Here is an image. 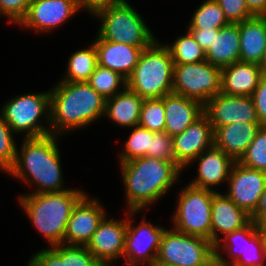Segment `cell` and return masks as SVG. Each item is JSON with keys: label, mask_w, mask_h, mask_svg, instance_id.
<instances>
[{"label": "cell", "mask_w": 266, "mask_h": 266, "mask_svg": "<svg viewBox=\"0 0 266 266\" xmlns=\"http://www.w3.org/2000/svg\"><path fill=\"white\" fill-rule=\"evenodd\" d=\"M147 157L175 162L173 152V137L164 132H153L150 149H148Z\"/></svg>", "instance_id": "38"}, {"label": "cell", "mask_w": 266, "mask_h": 266, "mask_svg": "<svg viewBox=\"0 0 266 266\" xmlns=\"http://www.w3.org/2000/svg\"><path fill=\"white\" fill-rule=\"evenodd\" d=\"M142 101V97L126 87L105 100L104 117L122 128H133L139 124Z\"/></svg>", "instance_id": "27"}, {"label": "cell", "mask_w": 266, "mask_h": 266, "mask_svg": "<svg viewBox=\"0 0 266 266\" xmlns=\"http://www.w3.org/2000/svg\"><path fill=\"white\" fill-rule=\"evenodd\" d=\"M31 0H0V15L8 18L9 23H17L25 18Z\"/></svg>", "instance_id": "40"}, {"label": "cell", "mask_w": 266, "mask_h": 266, "mask_svg": "<svg viewBox=\"0 0 266 266\" xmlns=\"http://www.w3.org/2000/svg\"><path fill=\"white\" fill-rule=\"evenodd\" d=\"M195 38L196 42L205 50L212 45L214 40V29L187 28Z\"/></svg>", "instance_id": "42"}, {"label": "cell", "mask_w": 266, "mask_h": 266, "mask_svg": "<svg viewBox=\"0 0 266 266\" xmlns=\"http://www.w3.org/2000/svg\"><path fill=\"white\" fill-rule=\"evenodd\" d=\"M257 232H266V214L262 215L256 222Z\"/></svg>", "instance_id": "46"}, {"label": "cell", "mask_w": 266, "mask_h": 266, "mask_svg": "<svg viewBox=\"0 0 266 266\" xmlns=\"http://www.w3.org/2000/svg\"><path fill=\"white\" fill-rule=\"evenodd\" d=\"M97 65V50L92 42L88 48L77 50L69 57L67 72L61 81L87 82Z\"/></svg>", "instance_id": "28"}, {"label": "cell", "mask_w": 266, "mask_h": 266, "mask_svg": "<svg viewBox=\"0 0 266 266\" xmlns=\"http://www.w3.org/2000/svg\"><path fill=\"white\" fill-rule=\"evenodd\" d=\"M138 125L152 132L165 131L164 97L143 99Z\"/></svg>", "instance_id": "35"}, {"label": "cell", "mask_w": 266, "mask_h": 266, "mask_svg": "<svg viewBox=\"0 0 266 266\" xmlns=\"http://www.w3.org/2000/svg\"><path fill=\"white\" fill-rule=\"evenodd\" d=\"M120 0H77L79 10L86 9L92 15H95L100 10L108 8L112 4L117 3Z\"/></svg>", "instance_id": "43"}, {"label": "cell", "mask_w": 266, "mask_h": 266, "mask_svg": "<svg viewBox=\"0 0 266 266\" xmlns=\"http://www.w3.org/2000/svg\"><path fill=\"white\" fill-rule=\"evenodd\" d=\"M261 77L258 64L235 62L221 69V93L251 97Z\"/></svg>", "instance_id": "24"}, {"label": "cell", "mask_w": 266, "mask_h": 266, "mask_svg": "<svg viewBox=\"0 0 266 266\" xmlns=\"http://www.w3.org/2000/svg\"><path fill=\"white\" fill-rule=\"evenodd\" d=\"M86 194L80 189L20 195L19 204L49 248L64 244L67 222L77 202Z\"/></svg>", "instance_id": "4"}, {"label": "cell", "mask_w": 266, "mask_h": 266, "mask_svg": "<svg viewBox=\"0 0 266 266\" xmlns=\"http://www.w3.org/2000/svg\"><path fill=\"white\" fill-rule=\"evenodd\" d=\"M100 266H113L112 265V262H105V263H102ZM127 266H137L135 264H127Z\"/></svg>", "instance_id": "49"}, {"label": "cell", "mask_w": 266, "mask_h": 266, "mask_svg": "<svg viewBox=\"0 0 266 266\" xmlns=\"http://www.w3.org/2000/svg\"><path fill=\"white\" fill-rule=\"evenodd\" d=\"M262 126L260 123H231L214 130V145L239 161Z\"/></svg>", "instance_id": "23"}, {"label": "cell", "mask_w": 266, "mask_h": 266, "mask_svg": "<svg viewBox=\"0 0 266 266\" xmlns=\"http://www.w3.org/2000/svg\"><path fill=\"white\" fill-rule=\"evenodd\" d=\"M179 36L173 44H165L174 64L198 63L206 60V51L196 42L189 30Z\"/></svg>", "instance_id": "29"}, {"label": "cell", "mask_w": 266, "mask_h": 266, "mask_svg": "<svg viewBox=\"0 0 266 266\" xmlns=\"http://www.w3.org/2000/svg\"><path fill=\"white\" fill-rule=\"evenodd\" d=\"M49 134L36 138H23L20 151L17 148L16 160L7 174L37 187L35 192H61L64 188L58 138ZM31 183V184H30Z\"/></svg>", "instance_id": "3"}, {"label": "cell", "mask_w": 266, "mask_h": 266, "mask_svg": "<svg viewBox=\"0 0 266 266\" xmlns=\"http://www.w3.org/2000/svg\"><path fill=\"white\" fill-rule=\"evenodd\" d=\"M199 161L198 174L190 185L198 188L216 191L213 188L227 182L235 160L224 151L213 145L203 151L190 164Z\"/></svg>", "instance_id": "18"}, {"label": "cell", "mask_w": 266, "mask_h": 266, "mask_svg": "<svg viewBox=\"0 0 266 266\" xmlns=\"http://www.w3.org/2000/svg\"><path fill=\"white\" fill-rule=\"evenodd\" d=\"M164 110L165 132L174 137L204 114V105L172 92L164 96Z\"/></svg>", "instance_id": "21"}, {"label": "cell", "mask_w": 266, "mask_h": 266, "mask_svg": "<svg viewBox=\"0 0 266 266\" xmlns=\"http://www.w3.org/2000/svg\"><path fill=\"white\" fill-rule=\"evenodd\" d=\"M85 246L60 244L32 255L27 266H100Z\"/></svg>", "instance_id": "22"}, {"label": "cell", "mask_w": 266, "mask_h": 266, "mask_svg": "<svg viewBox=\"0 0 266 266\" xmlns=\"http://www.w3.org/2000/svg\"><path fill=\"white\" fill-rule=\"evenodd\" d=\"M229 22L215 0H205L194 11L187 28L220 29Z\"/></svg>", "instance_id": "31"}, {"label": "cell", "mask_w": 266, "mask_h": 266, "mask_svg": "<svg viewBox=\"0 0 266 266\" xmlns=\"http://www.w3.org/2000/svg\"><path fill=\"white\" fill-rule=\"evenodd\" d=\"M94 16L101 20L96 34L103 40L137 47H149L157 40L145 19L127 0H120Z\"/></svg>", "instance_id": "6"}, {"label": "cell", "mask_w": 266, "mask_h": 266, "mask_svg": "<svg viewBox=\"0 0 266 266\" xmlns=\"http://www.w3.org/2000/svg\"><path fill=\"white\" fill-rule=\"evenodd\" d=\"M172 92L205 105L221 92V68L207 60L174 64Z\"/></svg>", "instance_id": "10"}, {"label": "cell", "mask_w": 266, "mask_h": 266, "mask_svg": "<svg viewBox=\"0 0 266 266\" xmlns=\"http://www.w3.org/2000/svg\"><path fill=\"white\" fill-rule=\"evenodd\" d=\"M97 198L85 194L74 206L64 235L65 245L86 246L99 224L107 216Z\"/></svg>", "instance_id": "14"}, {"label": "cell", "mask_w": 266, "mask_h": 266, "mask_svg": "<svg viewBox=\"0 0 266 266\" xmlns=\"http://www.w3.org/2000/svg\"><path fill=\"white\" fill-rule=\"evenodd\" d=\"M261 126H266V77L262 76L251 96Z\"/></svg>", "instance_id": "41"}, {"label": "cell", "mask_w": 266, "mask_h": 266, "mask_svg": "<svg viewBox=\"0 0 266 266\" xmlns=\"http://www.w3.org/2000/svg\"><path fill=\"white\" fill-rule=\"evenodd\" d=\"M127 211H143L179 181L183 171L176 162L139 157L120 163ZM146 206V207H145Z\"/></svg>", "instance_id": "1"}, {"label": "cell", "mask_w": 266, "mask_h": 266, "mask_svg": "<svg viewBox=\"0 0 266 266\" xmlns=\"http://www.w3.org/2000/svg\"><path fill=\"white\" fill-rule=\"evenodd\" d=\"M125 141L123 152L119 154V162L124 163L139 157H145L150 149L153 132L140 125L134 126Z\"/></svg>", "instance_id": "34"}, {"label": "cell", "mask_w": 266, "mask_h": 266, "mask_svg": "<svg viewBox=\"0 0 266 266\" xmlns=\"http://www.w3.org/2000/svg\"><path fill=\"white\" fill-rule=\"evenodd\" d=\"M240 61L258 64L266 49V16H254L239 23Z\"/></svg>", "instance_id": "26"}, {"label": "cell", "mask_w": 266, "mask_h": 266, "mask_svg": "<svg viewBox=\"0 0 266 266\" xmlns=\"http://www.w3.org/2000/svg\"><path fill=\"white\" fill-rule=\"evenodd\" d=\"M206 60L221 69L240 61L239 23L214 29V40L206 51Z\"/></svg>", "instance_id": "25"}, {"label": "cell", "mask_w": 266, "mask_h": 266, "mask_svg": "<svg viewBox=\"0 0 266 266\" xmlns=\"http://www.w3.org/2000/svg\"><path fill=\"white\" fill-rule=\"evenodd\" d=\"M225 193L239 208L251 215L266 187V172L243 166L238 161L233 165Z\"/></svg>", "instance_id": "13"}, {"label": "cell", "mask_w": 266, "mask_h": 266, "mask_svg": "<svg viewBox=\"0 0 266 266\" xmlns=\"http://www.w3.org/2000/svg\"><path fill=\"white\" fill-rule=\"evenodd\" d=\"M126 232L127 218L117 220L106 216L85 247L101 264L113 263L124 256Z\"/></svg>", "instance_id": "17"}, {"label": "cell", "mask_w": 266, "mask_h": 266, "mask_svg": "<svg viewBox=\"0 0 266 266\" xmlns=\"http://www.w3.org/2000/svg\"><path fill=\"white\" fill-rule=\"evenodd\" d=\"M215 192L190 184L183 187L172 215L173 229L211 241V207Z\"/></svg>", "instance_id": "9"}, {"label": "cell", "mask_w": 266, "mask_h": 266, "mask_svg": "<svg viewBox=\"0 0 266 266\" xmlns=\"http://www.w3.org/2000/svg\"><path fill=\"white\" fill-rule=\"evenodd\" d=\"M224 12L229 23H240L254 17L245 0H215Z\"/></svg>", "instance_id": "39"}, {"label": "cell", "mask_w": 266, "mask_h": 266, "mask_svg": "<svg viewBox=\"0 0 266 266\" xmlns=\"http://www.w3.org/2000/svg\"><path fill=\"white\" fill-rule=\"evenodd\" d=\"M214 145V130L203 114L181 134L173 137V152L177 165L183 170L203 151Z\"/></svg>", "instance_id": "16"}, {"label": "cell", "mask_w": 266, "mask_h": 266, "mask_svg": "<svg viewBox=\"0 0 266 266\" xmlns=\"http://www.w3.org/2000/svg\"><path fill=\"white\" fill-rule=\"evenodd\" d=\"M105 100L87 82L58 81L50 90L51 134L62 137L97 121L105 114Z\"/></svg>", "instance_id": "2"}, {"label": "cell", "mask_w": 266, "mask_h": 266, "mask_svg": "<svg viewBox=\"0 0 266 266\" xmlns=\"http://www.w3.org/2000/svg\"><path fill=\"white\" fill-rule=\"evenodd\" d=\"M214 247L215 259L218 266H232L244 252L243 249L245 247V227L226 234L223 239H220L219 242L214 245ZM222 251L226 252L229 260L224 258L225 256L222 255Z\"/></svg>", "instance_id": "32"}, {"label": "cell", "mask_w": 266, "mask_h": 266, "mask_svg": "<svg viewBox=\"0 0 266 266\" xmlns=\"http://www.w3.org/2000/svg\"><path fill=\"white\" fill-rule=\"evenodd\" d=\"M262 76L266 77V49L264 51L261 62L259 63Z\"/></svg>", "instance_id": "47"}, {"label": "cell", "mask_w": 266, "mask_h": 266, "mask_svg": "<svg viewBox=\"0 0 266 266\" xmlns=\"http://www.w3.org/2000/svg\"><path fill=\"white\" fill-rule=\"evenodd\" d=\"M213 130L231 123H260L254 102L248 96L218 93L204 105Z\"/></svg>", "instance_id": "12"}, {"label": "cell", "mask_w": 266, "mask_h": 266, "mask_svg": "<svg viewBox=\"0 0 266 266\" xmlns=\"http://www.w3.org/2000/svg\"><path fill=\"white\" fill-rule=\"evenodd\" d=\"M173 67L169 49L156 40L142 51L127 88L143 99L162 98L172 93Z\"/></svg>", "instance_id": "5"}, {"label": "cell", "mask_w": 266, "mask_h": 266, "mask_svg": "<svg viewBox=\"0 0 266 266\" xmlns=\"http://www.w3.org/2000/svg\"><path fill=\"white\" fill-rule=\"evenodd\" d=\"M243 166L266 172V126H262L238 161Z\"/></svg>", "instance_id": "36"}, {"label": "cell", "mask_w": 266, "mask_h": 266, "mask_svg": "<svg viewBox=\"0 0 266 266\" xmlns=\"http://www.w3.org/2000/svg\"><path fill=\"white\" fill-rule=\"evenodd\" d=\"M127 232L124 258L126 264L155 266L163 233L167 228L156 226L143 219L134 226L132 216L141 211H127Z\"/></svg>", "instance_id": "11"}, {"label": "cell", "mask_w": 266, "mask_h": 266, "mask_svg": "<svg viewBox=\"0 0 266 266\" xmlns=\"http://www.w3.org/2000/svg\"><path fill=\"white\" fill-rule=\"evenodd\" d=\"M155 266H218L214 244L205 238L166 229Z\"/></svg>", "instance_id": "8"}, {"label": "cell", "mask_w": 266, "mask_h": 266, "mask_svg": "<svg viewBox=\"0 0 266 266\" xmlns=\"http://www.w3.org/2000/svg\"><path fill=\"white\" fill-rule=\"evenodd\" d=\"M87 83L105 99L115 96L127 87V80L123 76L99 65L96 66Z\"/></svg>", "instance_id": "30"}, {"label": "cell", "mask_w": 266, "mask_h": 266, "mask_svg": "<svg viewBox=\"0 0 266 266\" xmlns=\"http://www.w3.org/2000/svg\"><path fill=\"white\" fill-rule=\"evenodd\" d=\"M93 43L98 65L119 73L126 80L135 69L142 51L148 48L103 40L98 35Z\"/></svg>", "instance_id": "20"}, {"label": "cell", "mask_w": 266, "mask_h": 266, "mask_svg": "<svg viewBox=\"0 0 266 266\" xmlns=\"http://www.w3.org/2000/svg\"><path fill=\"white\" fill-rule=\"evenodd\" d=\"M243 251L240 258L232 266H265L266 256L254 221L245 226V247Z\"/></svg>", "instance_id": "33"}, {"label": "cell", "mask_w": 266, "mask_h": 266, "mask_svg": "<svg viewBox=\"0 0 266 266\" xmlns=\"http://www.w3.org/2000/svg\"><path fill=\"white\" fill-rule=\"evenodd\" d=\"M251 222L250 215L239 208L225 193L215 192L211 207V242L215 245L220 235L239 230Z\"/></svg>", "instance_id": "19"}, {"label": "cell", "mask_w": 266, "mask_h": 266, "mask_svg": "<svg viewBox=\"0 0 266 266\" xmlns=\"http://www.w3.org/2000/svg\"><path fill=\"white\" fill-rule=\"evenodd\" d=\"M14 132L0 111V170L8 173L16 160L17 144Z\"/></svg>", "instance_id": "37"}, {"label": "cell", "mask_w": 266, "mask_h": 266, "mask_svg": "<svg viewBox=\"0 0 266 266\" xmlns=\"http://www.w3.org/2000/svg\"><path fill=\"white\" fill-rule=\"evenodd\" d=\"M0 110L15 135L25 132V138H36L51 134L50 90L18 95ZM43 119L46 125L40 121Z\"/></svg>", "instance_id": "7"}, {"label": "cell", "mask_w": 266, "mask_h": 266, "mask_svg": "<svg viewBox=\"0 0 266 266\" xmlns=\"http://www.w3.org/2000/svg\"><path fill=\"white\" fill-rule=\"evenodd\" d=\"M266 214V187L260 196L258 205L255 211L250 215L251 221L256 222L262 215Z\"/></svg>", "instance_id": "45"}, {"label": "cell", "mask_w": 266, "mask_h": 266, "mask_svg": "<svg viewBox=\"0 0 266 266\" xmlns=\"http://www.w3.org/2000/svg\"><path fill=\"white\" fill-rule=\"evenodd\" d=\"M253 16H266V0H245Z\"/></svg>", "instance_id": "44"}, {"label": "cell", "mask_w": 266, "mask_h": 266, "mask_svg": "<svg viewBox=\"0 0 266 266\" xmlns=\"http://www.w3.org/2000/svg\"><path fill=\"white\" fill-rule=\"evenodd\" d=\"M80 11L77 0H31L20 26L35 33L51 32Z\"/></svg>", "instance_id": "15"}, {"label": "cell", "mask_w": 266, "mask_h": 266, "mask_svg": "<svg viewBox=\"0 0 266 266\" xmlns=\"http://www.w3.org/2000/svg\"><path fill=\"white\" fill-rule=\"evenodd\" d=\"M259 237H260V240H261V243H262V249H263V252L266 256V232H257Z\"/></svg>", "instance_id": "48"}]
</instances>
